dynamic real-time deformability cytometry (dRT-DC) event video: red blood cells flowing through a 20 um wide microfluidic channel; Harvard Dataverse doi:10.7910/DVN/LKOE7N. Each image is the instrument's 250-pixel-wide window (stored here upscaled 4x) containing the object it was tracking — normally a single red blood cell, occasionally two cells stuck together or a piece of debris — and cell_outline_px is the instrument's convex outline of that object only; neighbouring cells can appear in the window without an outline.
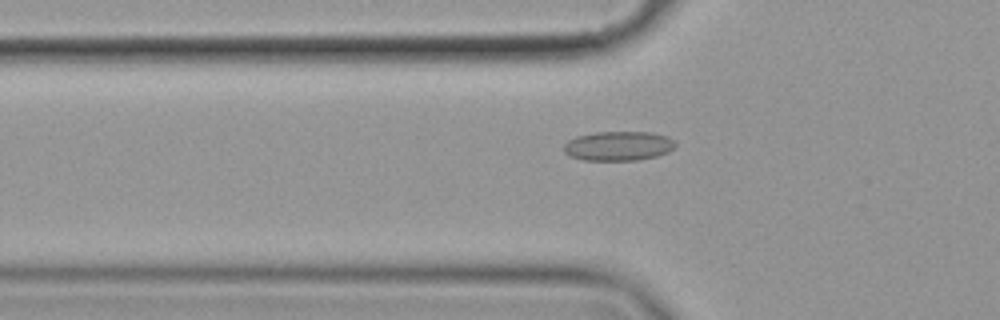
{"species": "common noctule bat (a hibernating species)", "species_latin": "Nyctalus noctula", "temperature_condition": "cold", "stored_images_in_passage": 52, "camera_frame_rate_fps": 3000, "um_per_image_px": 0.085, "animal": {"sex": "female", "body_mass_g": 19.9}, "frame": {"image": 1, "passage_image": 14, "time_ms": 4.333, "image_size_px": [1000, 320], "cell_outline_px": [[676, 144], [668, 152], [656, 156], [636, 160], [584, 160], [568, 156], [564, 152], [564, 144], [568, 140], [576, 136], [596, 132], [652, 132], [668, 136], [676, 140]], "centroid_in_image_um": [52.56, 12.4], "position_along_channel_um": 73.2, "area_um2": 19.25}}
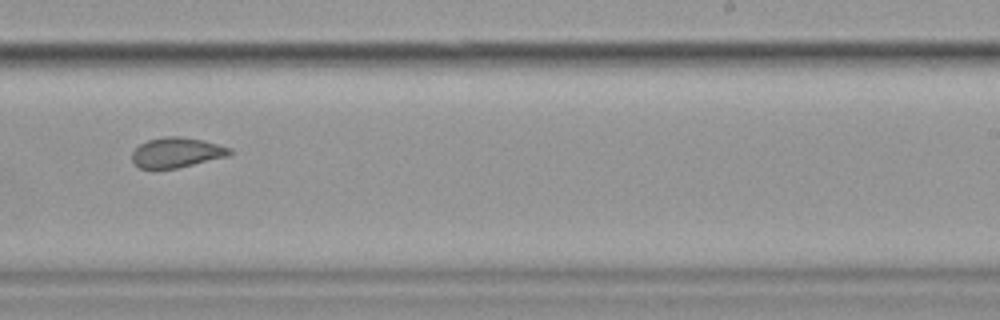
{"frame": {"image": 2, "passage_image": 31, "time_ms": 10.0, "image_size_px": [1000, 320], "cell_outline_px": [[232, 152], [228, 156], [176, 168], [140, 168], [132, 160], [132, 152], [140, 144], [148, 140], [164, 136], [180, 136], [200, 140], [232, 148]], "centroid_in_image_um": [15.0, 12.95], "position_along_channel_um": 274.0, "area_um2": 16.82}}
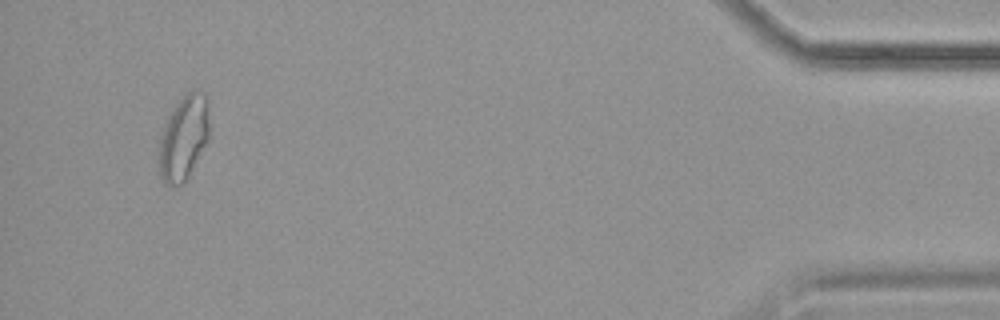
{"frame": {"image": 3, "passage_image": 49, "time_ms": 16.0, "image_size_px": [1000, 320], "cell_outline_px": [[208, 140], [184, 184], [164, 184], [160, 176], [156, 164], [160, 132], [168, 116], [176, 104], [188, 92], [196, 88], [204, 92], [208, 100]], "centroid_in_image_um": [15.57, 11.72], "position_along_channel_um": 419.6, "area_um2": 25.32}, "authors_computed_cell_mechanics": {"area_um2": 19.0162, "velocity_mm_per_s": 3.5441, "shape_relaxation_time_tau1_ms": null, "shape_relaxation_time_tau2_ms": 1.9224, "deformation_change_tau1": null, "deformation_change_tau2": 0.0671}}